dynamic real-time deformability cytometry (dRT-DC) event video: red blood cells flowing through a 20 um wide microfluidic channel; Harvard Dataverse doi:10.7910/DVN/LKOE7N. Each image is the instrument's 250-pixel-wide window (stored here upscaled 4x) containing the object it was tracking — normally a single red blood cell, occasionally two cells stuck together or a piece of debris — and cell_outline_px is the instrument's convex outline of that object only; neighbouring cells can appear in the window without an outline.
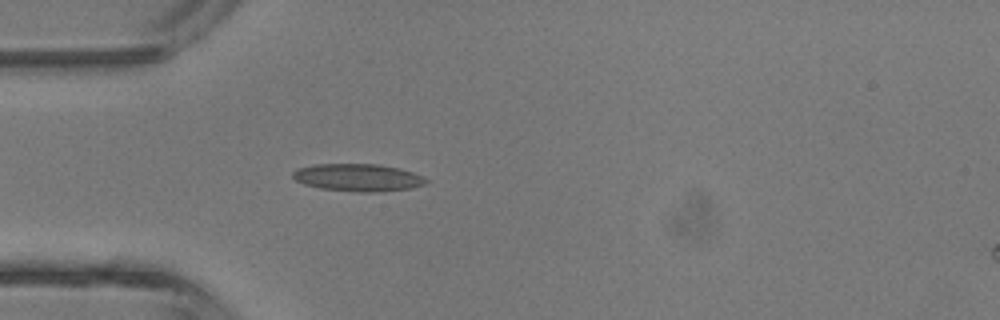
{"species": "common noctule bat (a hibernating species)", "species_latin": "Nyctalus noctula", "temperature_condition": "room temperature", "stored_images_in_passage": 2, "camera_frame_rate_fps": 3000, "um_per_image_px": 0.085, "animal": {"sex": "male", "body_mass_g": 13.3}, "frame": {"image": 1, "passage_image": 2, "time_ms": 2.0, "image_size_px": [1000, 320], "cell_outline_px": [[428, 180], [424, 184], [412, 188], [380, 192], [356, 192], [320, 188], [304, 184], [296, 180], [292, 176], [292, 172], [296, 168], [312, 164], [380, 164], [400, 168], [412, 172]], "centroid_in_image_um": [30.39, 15.09], "position_along_channel_um": 54.6, "area_um2": 21.44}}